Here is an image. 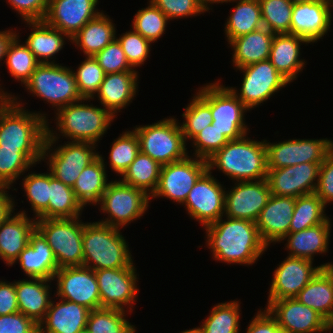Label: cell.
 Listing matches in <instances>:
<instances>
[{"label":"cell","mask_w":333,"mask_h":333,"mask_svg":"<svg viewBox=\"0 0 333 333\" xmlns=\"http://www.w3.org/2000/svg\"><path fill=\"white\" fill-rule=\"evenodd\" d=\"M224 217L204 227L205 244L211 249L213 259L229 265L255 264L268 249L259 235L256 223Z\"/></svg>","instance_id":"cell-1"},{"label":"cell","mask_w":333,"mask_h":333,"mask_svg":"<svg viewBox=\"0 0 333 333\" xmlns=\"http://www.w3.org/2000/svg\"><path fill=\"white\" fill-rule=\"evenodd\" d=\"M90 99L71 103L55 111L56 130L49 126L47 121V134L45 140H56L59 142L60 135L69 141L90 142L98 144L114 121V117L107 109L93 104H86ZM60 133V134H59Z\"/></svg>","instance_id":"cell-2"},{"label":"cell","mask_w":333,"mask_h":333,"mask_svg":"<svg viewBox=\"0 0 333 333\" xmlns=\"http://www.w3.org/2000/svg\"><path fill=\"white\" fill-rule=\"evenodd\" d=\"M247 135L230 140L208 158V171L216 168L231 178L232 182L266 179L268 169L265 142L250 139Z\"/></svg>","instance_id":"cell-3"},{"label":"cell","mask_w":333,"mask_h":333,"mask_svg":"<svg viewBox=\"0 0 333 333\" xmlns=\"http://www.w3.org/2000/svg\"><path fill=\"white\" fill-rule=\"evenodd\" d=\"M128 246L120 228L87 222L82 238V266L94 271L128 267L133 263Z\"/></svg>","instance_id":"cell-4"},{"label":"cell","mask_w":333,"mask_h":333,"mask_svg":"<svg viewBox=\"0 0 333 333\" xmlns=\"http://www.w3.org/2000/svg\"><path fill=\"white\" fill-rule=\"evenodd\" d=\"M19 102L20 98L13 94L0 111V146L9 149H43L48 115L40 111L31 112L24 108V103Z\"/></svg>","instance_id":"cell-5"},{"label":"cell","mask_w":333,"mask_h":333,"mask_svg":"<svg viewBox=\"0 0 333 333\" xmlns=\"http://www.w3.org/2000/svg\"><path fill=\"white\" fill-rule=\"evenodd\" d=\"M24 87L30 95L50 103L56 111L83 99L73 70L59 63H40Z\"/></svg>","instance_id":"cell-6"},{"label":"cell","mask_w":333,"mask_h":333,"mask_svg":"<svg viewBox=\"0 0 333 333\" xmlns=\"http://www.w3.org/2000/svg\"><path fill=\"white\" fill-rule=\"evenodd\" d=\"M133 130L138 136L140 151L161 166L188 156L187 143L175 117L170 116L150 125H136Z\"/></svg>","instance_id":"cell-7"},{"label":"cell","mask_w":333,"mask_h":333,"mask_svg":"<svg viewBox=\"0 0 333 333\" xmlns=\"http://www.w3.org/2000/svg\"><path fill=\"white\" fill-rule=\"evenodd\" d=\"M56 143V140H45L42 161L47 163L54 178L72 188L81 171L99 157L98 145L78 141H67L59 146Z\"/></svg>","instance_id":"cell-8"},{"label":"cell","mask_w":333,"mask_h":333,"mask_svg":"<svg viewBox=\"0 0 333 333\" xmlns=\"http://www.w3.org/2000/svg\"><path fill=\"white\" fill-rule=\"evenodd\" d=\"M80 218L36 219V229L51 246L58 268L83 265L85 223Z\"/></svg>","instance_id":"cell-9"},{"label":"cell","mask_w":333,"mask_h":333,"mask_svg":"<svg viewBox=\"0 0 333 333\" xmlns=\"http://www.w3.org/2000/svg\"><path fill=\"white\" fill-rule=\"evenodd\" d=\"M149 202L150 196L143 190L125 184L119 179L109 181L106 191L97 203L101 205L99 211L108 215L98 222L124 228L147 212Z\"/></svg>","instance_id":"cell-10"},{"label":"cell","mask_w":333,"mask_h":333,"mask_svg":"<svg viewBox=\"0 0 333 333\" xmlns=\"http://www.w3.org/2000/svg\"><path fill=\"white\" fill-rule=\"evenodd\" d=\"M236 70L243 73L240 92L236 87L228 88L249 110L259 107L290 84L269 59Z\"/></svg>","instance_id":"cell-11"},{"label":"cell","mask_w":333,"mask_h":333,"mask_svg":"<svg viewBox=\"0 0 333 333\" xmlns=\"http://www.w3.org/2000/svg\"><path fill=\"white\" fill-rule=\"evenodd\" d=\"M207 170V160L189 155L180 161L163 165L157 188L150 199L164 197L182 205L197 180Z\"/></svg>","instance_id":"cell-12"},{"label":"cell","mask_w":333,"mask_h":333,"mask_svg":"<svg viewBox=\"0 0 333 333\" xmlns=\"http://www.w3.org/2000/svg\"><path fill=\"white\" fill-rule=\"evenodd\" d=\"M135 267L133 262L125 268L94 271L98 282L101 307L132 313L139 292L137 286L139 278Z\"/></svg>","instance_id":"cell-13"},{"label":"cell","mask_w":333,"mask_h":333,"mask_svg":"<svg viewBox=\"0 0 333 333\" xmlns=\"http://www.w3.org/2000/svg\"><path fill=\"white\" fill-rule=\"evenodd\" d=\"M267 150V169H279L301 163H322L333 149V141L323 139H289L271 143L264 140Z\"/></svg>","instance_id":"cell-14"},{"label":"cell","mask_w":333,"mask_h":333,"mask_svg":"<svg viewBox=\"0 0 333 333\" xmlns=\"http://www.w3.org/2000/svg\"><path fill=\"white\" fill-rule=\"evenodd\" d=\"M208 170L197 180L182 204L203 227L224 217L226 188Z\"/></svg>","instance_id":"cell-15"},{"label":"cell","mask_w":333,"mask_h":333,"mask_svg":"<svg viewBox=\"0 0 333 333\" xmlns=\"http://www.w3.org/2000/svg\"><path fill=\"white\" fill-rule=\"evenodd\" d=\"M265 309L288 333H327L333 326L317 311L296 298L267 300Z\"/></svg>","instance_id":"cell-16"},{"label":"cell","mask_w":333,"mask_h":333,"mask_svg":"<svg viewBox=\"0 0 333 333\" xmlns=\"http://www.w3.org/2000/svg\"><path fill=\"white\" fill-rule=\"evenodd\" d=\"M220 81L211 83V113L213 122L220 132L229 140H237L248 134L250 128L245 123V114L249 110Z\"/></svg>","instance_id":"cell-17"},{"label":"cell","mask_w":333,"mask_h":333,"mask_svg":"<svg viewBox=\"0 0 333 333\" xmlns=\"http://www.w3.org/2000/svg\"><path fill=\"white\" fill-rule=\"evenodd\" d=\"M56 298L86 306L90 310L101 308L98 282L94 270L84 266L62 267L54 274Z\"/></svg>","instance_id":"cell-18"},{"label":"cell","mask_w":333,"mask_h":333,"mask_svg":"<svg viewBox=\"0 0 333 333\" xmlns=\"http://www.w3.org/2000/svg\"><path fill=\"white\" fill-rule=\"evenodd\" d=\"M270 196L267 179L234 182L225 193L224 216L256 223Z\"/></svg>","instance_id":"cell-19"},{"label":"cell","mask_w":333,"mask_h":333,"mask_svg":"<svg viewBox=\"0 0 333 333\" xmlns=\"http://www.w3.org/2000/svg\"><path fill=\"white\" fill-rule=\"evenodd\" d=\"M312 260L287 256L274 270L267 300L295 298L321 270Z\"/></svg>","instance_id":"cell-20"},{"label":"cell","mask_w":333,"mask_h":333,"mask_svg":"<svg viewBox=\"0 0 333 333\" xmlns=\"http://www.w3.org/2000/svg\"><path fill=\"white\" fill-rule=\"evenodd\" d=\"M332 9V0L294 3L288 34L302 37L310 44L318 42L330 31Z\"/></svg>","instance_id":"cell-21"},{"label":"cell","mask_w":333,"mask_h":333,"mask_svg":"<svg viewBox=\"0 0 333 333\" xmlns=\"http://www.w3.org/2000/svg\"><path fill=\"white\" fill-rule=\"evenodd\" d=\"M322 163H301L279 169H268L267 182L271 195L299 197L314 193Z\"/></svg>","instance_id":"cell-22"},{"label":"cell","mask_w":333,"mask_h":333,"mask_svg":"<svg viewBox=\"0 0 333 333\" xmlns=\"http://www.w3.org/2000/svg\"><path fill=\"white\" fill-rule=\"evenodd\" d=\"M98 0H49L44 21L72 38L102 11Z\"/></svg>","instance_id":"cell-23"},{"label":"cell","mask_w":333,"mask_h":333,"mask_svg":"<svg viewBox=\"0 0 333 333\" xmlns=\"http://www.w3.org/2000/svg\"><path fill=\"white\" fill-rule=\"evenodd\" d=\"M296 198L271 195L256 221L262 241L269 247L279 243L288 233Z\"/></svg>","instance_id":"cell-24"},{"label":"cell","mask_w":333,"mask_h":333,"mask_svg":"<svg viewBox=\"0 0 333 333\" xmlns=\"http://www.w3.org/2000/svg\"><path fill=\"white\" fill-rule=\"evenodd\" d=\"M138 71H125L105 74L100 84L97 96L100 105L107 109L114 117L129 106L138 93Z\"/></svg>","instance_id":"cell-25"},{"label":"cell","mask_w":333,"mask_h":333,"mask_svg":"<svg viewBox=\"0 0 333 333\" xmlns=\"http://www.w3.org/2000/svg\"><path fill=\"white\" fill-rule=\"evenodd\" d=\"M53 299L44 320L38 325L39 333H81L86 330L90 312L86 306L63 300Z\"/></svg>","instance_id":"cell-26"},{"label":"cell","mask_w":333,"mask_h":333,"mask_svg":"<svg viewBox=\"0 0 333 333\" xmlns=\"http://www.w3.org/2000/svg\"><path fill=\"white\" fill-rule=\"evenodd\" d=\"M19 263L26 276L53 280L59 269L51 246L43 235L35 229L30 235L29 244L20 252L12 264Z\"/></svg>","instance_id":"cell-27"},{"label":"cell","mask_w":333,"mask_h":333,"mask_svg":"<svg viewBox=\"0 0 333 333\" xmlns=\"http://www.w3.org/2000/svg\"><path fill=\"white\" fill-rule=\"evenodd\" d=\"M36 229V219L27 211L13 213L0 225V259L12 266L20 252L29 244L30 235Z\"/></svg>","instance_id":"cell-28"},{"label":"cell","mask_w":333,"mask_h":333,"mask_svg":"<svg viewBox=\"0 0 333 333\" xmlns=\"http://www.w3.org/2000/svg\"><path fill=\"white\" fill-rule=\"evenodd\" d=\"M53 280L44 278L22 279L15 281V290L19 312L39 325L45 318L51 304L52 290L50 283ZM51 294V295H50Z\"/></svg>","instance_id":"cell-29"},{"label":"cell","mask_w":333,"mask_h":333,"mask_svg":"<svg viewBox=\"0 0 333 333\" xmlns=\"http://www.w3.org/2000/svg\"><path fill=\"white\" fill-rule=\"evenodd\" d=\"M304 43L309 44L304 38L288 33L275 34L272 40L269 60L289 83L298 78L306 65L300 57Z\"/></svg>","instance_id":"cell-30"},{"label":"cell","mask_w":333,"mask_h":333,"mask_svg":"<svg viewBox=\"0 0 333 333\" xmlns=\"http://www.w3.org/2000/svg\"><path fill=\"white\" fill-rule=\"evenodd\" d=\"M275 33L262 27L232 39L228 44L233 50L232 64L236 69L269 59Z\"/></svg>","instance_id":"cell-31"},{"label":"cell","mask_w":333,"mask_h":333,"mask_svg":"<svg viewBox=\"0 0 333 333\" xmlns=\"http://www.w3.org/2000/svg\"><path fill=\"white\" fill-rule=\"evenodd\" d=\"M331 223H321L295 233H288L281 241L286 240L285 249L288 256L305 258L314 261L316 254L328 252Z\"/></svg>","instance_id":"cell-32"},{"label":"cell","mask_w":333,"mask_h":333,"mask_svg":"<svg viewBox=\"0 0 333 333\" xmlns=\"http://www.w3.org/2000/svg\"><path fill=\"white\" fill-rule=\"evenodd\" d=\"M31 27V33L25 40V44L33 53L39 63H55L57 53L66 44L65 40L71 42V38L59 29L48 25L44 20L24 21Z\"/></svg>","instance_id":"cell-33"},{"label":"cell","mask_w":333,"mask_h":333,"mask_svg":"<svg viewBox=\"0 0 333 333\" xmlns=\"http://www.w3.org/2000/svg\"><path fill=\"white\" fill-rule=\"evenodd\" d=\"M113 20L102 12L86 23L72 38L71 43L85 56H95L117 36Z\"/></svg>","instance_id":"cell-34"},{"label":"cell","mask_w":333,"mask_h":333,"mask_svg":"<svg viewBox=\"0 0 333 333\" xmlns=\"http://www.w3.org/2000/svg\"><path fill=\"white\" fill-rule=\"evenodd\" d=\"M101 154L89 166L85 167L78 176L72 189L76 199L83 207L92 204L97 206L109 184L107 165Z\"/></svg>","instance_id":"cell-35"},{"label":"cell","mask_w":333,"mask_h":333,"mask_svg":"<svg viewBox=\"0 0 333 333\" xmlns=\"http://www.w3.org/2000/svg\"><path fill=\"white\" fill-rule=\"evenodd\" d=\"M183 123L180 124L186 143L192 140L207 125L212 124L211 83L201 86L186 105Z\"/></svg>","instance_id":"cell-36"},{"label":"cell","mask_w":333,"mask_h":333,"mask_svg":"<svg viewBox=\"0 0 333 333\" xmlns=\"http://www.w3.org/2000/svg\"><path fill=\"white\" fill-rule=\"evenodd\" d=\"M43 149H9L0 146V187L11 188L28 169L41 163Z\"/></svg>","instance_id":"cell-37"},{"label":"cell","mask_w":333,"mask_h":333,"mask_svg":"<svg viewBox=\"0 0 333 333\" xmlns=\"http://www.w3.org/2000/svg\"><path fill=\"white\" fill-rule=\"evenodd\" d=\"M236 2L225 23V37L229 43L232 39L246 35L263 27L262 13L258 0H229Z\"/></svg>","instance_id":"cell-38"},{"label":"cell","mask_w":333,"mask_h":333,"mask_svg":"<svg viewBox=\"0 0 333 333\" xmlns=\"http://www.w3.org/2000/svg\"><path fill=\"white\" fill-rule=\"evenodd\" d=\"M295 298L317 311L333 326V286L322 270L309 281Z\"/></svg>","instance_id":"cell-39"},{"label":"cell","mask_w":333,"mask_h":333,"mask_svg":"<svg viewBox=\"0 0 333 333\" xmlns=\"http://www.w3.org/2000/svg\"><path fill=\"white\" fill-rule=\"evenodd\" d=\"M161 167L158 162L140 151L135 160L121 176V181L143 190L151 197L157 188Z\"/></svg>","instance_id":"cell-40"},{"label":"cell","mask_w":333,"mask_h":333,"mask_svg":"<svg viewBox=\"0 0 333 333\" xmlns=\"http://www.w3.org/2000/svg\"><path fill=\"white\" fill-rule=\"evenodd\" d=\"M325 208L323 201L315 193L296 197L289 233L299 232L321 223H332L325 214Z\"/></svg>","instance_id":"cell-41"},{"label":"cell","mask_w":333,"mask_h":333,"mask_svg":"<svg viewBox=\"0 0 333 333\" xmlns=\"http://www.w3.org/2000/svg\"><path fill=\"white\" fill-rule=\"evenodd\" d=\"M84 207L76 199L71 187L57 180L50 173L48 219L81 217Z\"/></svg>","instance_id":"cell-42"},{"label":"cell","mask_w":333,"mask_h":333,"mask_svg":"<svg viewBox=\"0 0 333 333\" xmlns=\"http://www.w3.org/2000/svg\"><path fill=\"white\" fill-rule=\"evenodd\" d=\"M237 300L218 303L198 326L201 333H240L241 306Z\"/></svg>","instance_id":"cell-43"},{"label":"cell","mask_w":333,"mask_h":333,"mask_svg":"<svg viewBox=\"0 0 333 333\" xmlns=\"http://www.w3.org/2000/svg\"><path fill=\"white\" fill-rule=\"evenodd\" d=\"M128 314L123 310L106 307L90 310L86 330L89 333H136L137 327L126 319Z\"/></svg>","instance_id":"cell-44"},{"label":"cell","mask_w":333,"mask_h":333,"mask_svg":"<svg viewBox=\"0 0 333 333\" xmlns=\"http://www.w3.org/2000/svg\"><path fill=\"white\" fill-rule=\"evenodd\" d=\"M26 200L31 204L35 219H48L50 193V171L45 173L32 172L22 179Z\"/></svg>","instance_id":"cell-45"},{"label":"cell","mask_w":333,"mask_h":333,"mask_svg":"<svg viewBox=\"0 0 333 333\" xmlns=\"http://www.w3.org/2000/svg\"><path fill=\"white\" fill-rule=\"evenodd\" d=\"M19 37L18 32L7 48L3 63H6L11 76L24 85L40 63L27 45L20 43Z\"/></svg>","instance_id":"cell-46"},{"label":"cell","mask_w":333,"mask_h":333,"mask_svg":"<svg viewBox=\"0 0 333 333\" xmlns=\"http://www.w3.org/2000/svg\"><path fill=\"white\" fill-rule=\"evenodd\" d=\"M111 145L108 165L118 176H122L140 152L138 136L134 130H128L114 139Z\"/></svg>","instance_id":"cell-47"},{"label":"cell","mask_w":333,"mask_h":333,"mask_svg":"<svg viewBox=\"0 0 333 333\" xmlns=\"http://www.w3.org/2000/svg\"><path fill=\"white\" fill-rule=\"evenodd\" d=\"M148 4L146 8L139 9L135 14L131 27L153 43L164 35L170 20L150 0Z\"/></svg>","instance_id":"cell-48"},{"label":"cell","mask_w":333,"mask_h":333,"mask_svg":"<svg viewBox=\"0 0 333 333\" xmlns=\"http://www.w3.org/2000/svg\"><path fill=\"white\" fill-rule=\"evenodd\" d=\"M263 27L275 34L289 33L293 5L290 0H258Z\"/></svg>","instance_id":"cell-49"},{"label":"cell","mask_w":333,"mask_h":333,"mask_svg":"<svg viewBox=\"0 0 333 333\" xmlns=\"http://www.w3.org/2000/svg\"><path fill=\"white\" fill-rule=\"evenodd\" d=\"M73 73L82 98L94 99L105 77V72L99 66L97 60L93 56H86L77 70H73Z\"/></svg>","instance_id":"cell-50"},{"label":"cell","mask_w":333,"mask_h":333,"mask_svg":"<svg viewBox=\"0 0 333 333\" xmlns=\"http://www.w3.org/2000/svg\"><path fill=\"white\" fill-rule=\"evenodd\" d=\"M123 49L129 65L136 69L150 57L151 43L133 28L123 33L119 38L115 37Z\"/></svg>","instance_id":"cell-51"},{"label":"cell","mask_w":333,"mask_h":333,"mask_svg":"<svg viewBox=\"0 0 333 333\" xmlns=\"http://www.w3.org/2000/svg\"><path fill=\"white\" fill-rule=\"evenodd\" d=\"M193 156L207 160L230 140L212 124L207 125L192 140ZM195 154V155H194Z\"/></svg>","instance_id":"cell-52"},{"label":"cell","mask_w":333,"mask_h":333,"mask_svg":"<svg viewBox=\"0 0 333 333\" xmlns=\"http://www.w3.org/2000/svg\"><path fill=\"white\" fill-rule=\"evenodd\" d=\"M94 58L105 74L118 73L134 70L128 63L123 49L118 40L113 39L102 51L97 53Z\"/></svg>","instance_id":"cell-53"},{"label":"cell","mask_w":333,"mask_h":333,"mask_svg":"<svg viewBox=\"0 0 333 333\" xmlns=\"http://www.w3.org/2000/svg\"><path fill=\"white\" fill-rule=\"evenodd\" d=\"M169 20L206 13L198 0H150Z\"/></svg>","instance_id":"cell-54"},{"label":"cell","mask_w":333,"mask_h":333,"mask_svg":"<svg viewBox=\"0 0 333 333\" xmlns=\"http://www.w3.org/2000/svg\"><path fill=\"white\" fill-rule=\"evenodd\" d=\"M325 206L333 202V149L319 167L318 183L314 192Z\"/></svg>","instance_id":"cell-55"},{"label":"cell","mask_w":333,"mask_h":333,"mask_svg":"<svg viewBox=\"0 0 333 333\" xmlns=\"http://www.w3.org/2000/svg\"><path fill=\"white\" fill-rule=\"evenodd\" d=\"M23 21L44 20L49 0H7Z\"/></svg>","instance_id":"cell-56"},{"label":"cell","mask_w":333,"mask_h":333,"mask_svg":"<svg viewBox=\"0 0 333 333\" xmlns=\"http://www.w3.org/2000/svg\"><path fill=\"white\" fill-rule=\"evenodd\" d=\"M0 333H39V326L21 312L0 316Z\"/></svg>","instance_id":"cell-57"},{"label":"cell","mask_w":333,"mask_h":333,"mask_svg":"<svg viewBox=\"0 0 333 333\" xmlns=\"http://www.w3.org/2000/svg\"><path fill=\"white\" fill-rule=\"evenodd\" d=\"M260 308L247 326L246 333H288L278 326L269 312Z\"/></svg>","instance_id":"cell-58"},{"label":"cell","mask_w":333,"mask_h":333,"mask_svg":"<svg viewBox=\"0 0 333 333\" xmlns=\"http://www.w3.org/2000/svg\"><path fill=\"white\" fill-rule=\"evenodd\" d=\"M19 312L15 281L0 280V316Z\"/></svg>","instance_id":"cell-59"},{"label":"cell","mask_w":333,"mask_h":333,"mask_svg":"<svg viewBox=\"0 0 333 333\" xmlns=\"http://www.w3.org/2000/svg\"><path fill=\"white\" fill-rule=\"evenodd\" d=\"M12 188L0 187V225L5 222L16 210L15 209V197L7 192Z\"/></svg>","instance_id":"cell-60"},{"label":"cell","mask_w":333,"mask_h":333,"mask_svg":"<svg viewBox=\"0 0 333 333\" xmlns=\"http://www.w3.org/2000/svg\"><path fill=\"white\" fill-rule=\"evenodd\" d=\"M16 35L17 31H14L13 29L0 31V62L5 60L7 48Z\"/></svg>","instance_id":"cell-61"},{"label":"cell","mask_w":333,"mask_h":333,"mask_svg":"<svg viewBox=\"0 0 333 333\" xmlns=\"http://www.w3.org/2000/svg\"><path fill=\"white\" fill-rule=\"evenodd\" d=\"M199 3L201 4V6L205 9L206 12H210L209 10L211 9L210 8V4H211V7L212 5L215 3L219 4H223V3H228L229 0H198Z\"/></svg>","instance_id":"cell-62"},{"label":"cell","mask_w":333,"mask_h":333,"mask_svg":"<svg viewBox=\"0 0 333 333\" xmlns=\"http://www.w3.org/2000/svg\"><path fill=\"white\" fill-rule=\"evenodd\" d=\"M12 93L4 92L2 86L0 85V111L2 108L11 100Z\"/></svg>","instance_id":"cell-63"},{"label":"cell","mask_w":333,"mask_h":333,"mask_svg":"<svg viewBox=\"0 0 333 333\" xmlns=\"http://www.w3.org/2000/svg\"><path fill=\"white\" fill-rule=\"evenodd\" d=\"M321 270L330 279L332 286H333V263L328 262V263L321 264Z\"/></svg>","instance_id":"cell-64"},{"label":"cell","mask_w":333,"mask_h":333,"mask_svg":"<svg viewBox=\"0 0 333 333\" xmlns=\"http://www.w3.org/2000/svg\"><path fill=\"white\" fill-rule=\"evenodd\" d=\"M181 333H201L198 327L189 329V330H185V331H181Z\"/></svg>","instance_id":"cell-65"},{"label":"cell","mask_w":333,"mask_h":333,"mask_svg":"<svg viewBox=\"0 0 333 333\" xmlns=\"http://www.w3.org/2000/svg\"><path fill=\"white\" fill-rule=\"evenodd\" d=\"M292 3L309 2L312 0H290Z\"/></svg>","instance_id":"cell-66"}]
</instances>
